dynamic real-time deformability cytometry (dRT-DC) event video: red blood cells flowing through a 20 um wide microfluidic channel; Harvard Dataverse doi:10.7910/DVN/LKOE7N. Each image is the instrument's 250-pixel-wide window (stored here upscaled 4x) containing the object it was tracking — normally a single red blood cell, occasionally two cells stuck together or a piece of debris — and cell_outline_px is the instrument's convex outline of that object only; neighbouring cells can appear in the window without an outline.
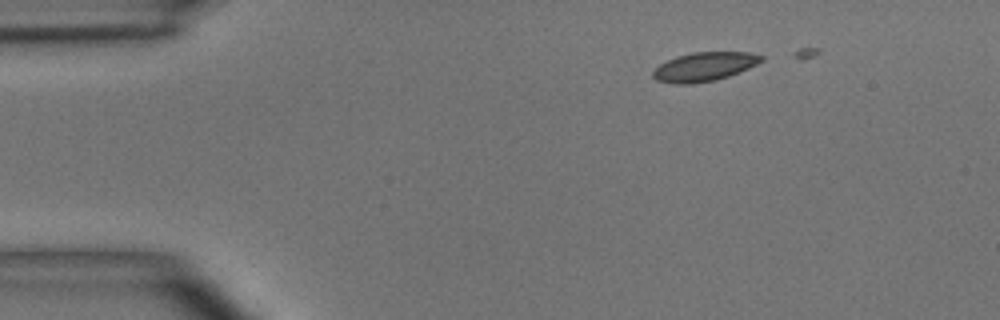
{"species": "common noctule bat (a hibernating species)", "species_latin": "Nyctalus noctula", "temperature_condition": "room temperature", "stored_images_in_passage": 5, "camera_frame_rate_fps": 3000, "um_per_image_px": 0.085, "animal": {"sex": "male", "body_mass_g": 15.6}, "frame": {"image": 1, "passage_image": 2, "time_ms": 1.0, "image_size_px": [1000, 320], "cell_outline_px": [[764, 60], [748, 68], [728, 76], [716, 80], [692, 84], [676, 84], [656, 80], [652, 76], [652, 72], [660, 64], [676, 56], [692, 52], [748, 52], [764, 56]], "centroid_in_image_um": [59.85, 5.67], "position_along_channel_um": 25.1, "area_um2": 18.21}}